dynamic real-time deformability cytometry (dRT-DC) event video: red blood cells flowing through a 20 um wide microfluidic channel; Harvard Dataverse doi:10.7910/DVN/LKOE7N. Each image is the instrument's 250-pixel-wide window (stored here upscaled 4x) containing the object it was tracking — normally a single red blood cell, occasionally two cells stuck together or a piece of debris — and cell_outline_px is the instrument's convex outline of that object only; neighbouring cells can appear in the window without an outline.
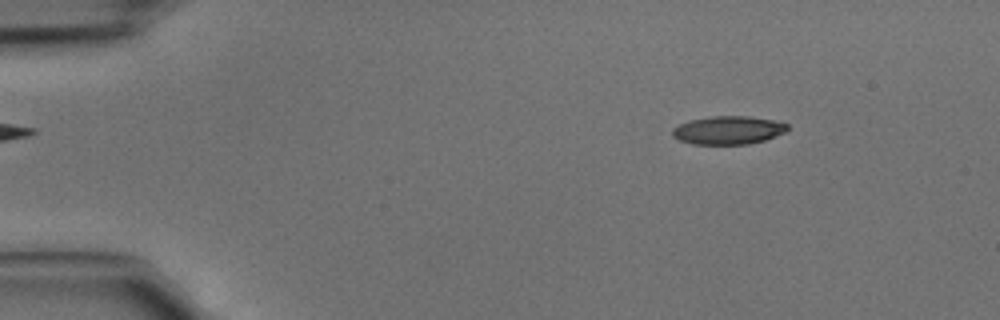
{"species": "common noctule bat (a hibernating species)", "species_latin": "Nyctalus noctula", "temperature_condition": "cold", "stored_images_in_passage": 33, "camera_frame_rate_fps": 3000, "um_per_image_px": 0.085, "animal": {"sex": "male", "body_mass_g": 15.6}, "frame": {"image": 1, "passage_image": 6, "time_ms": 1.667, "image_size_px": [1000, 320], "cell_outline_px": [[788, 128], [784, 132], [764, 140], [748, 144], [692, 144], [680, 140], [672, 136], [672, 128], [680, 124], [692, 120], [712, 116], [748, 116], [772, 120], [788, 124]], "centroid_in_image_um": [61.87, 11.07], "position_along_channel_um": 23.1, "area_um2": 18.73}}
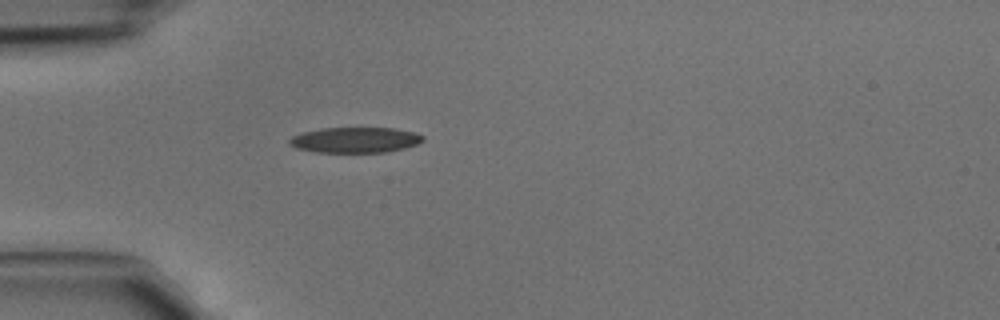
{"frame": {"image": 2, "passage_image": 13, "time_ms": 4.0, "image_size_px": [1000, 320], "cell_outline_px": [[424, 140], [416, 144], [404, 148], [388, 152], [316, 152], [296, 148], [288, 144], [288, 140], [292, 136], [300, 132], [320, 128], [396, 128], [412, 132], [424, 136]], "centroid_in_image_um": [30.14, 11.89], "position_along_channel_um": 54.9, "area_um2": 19.94}}
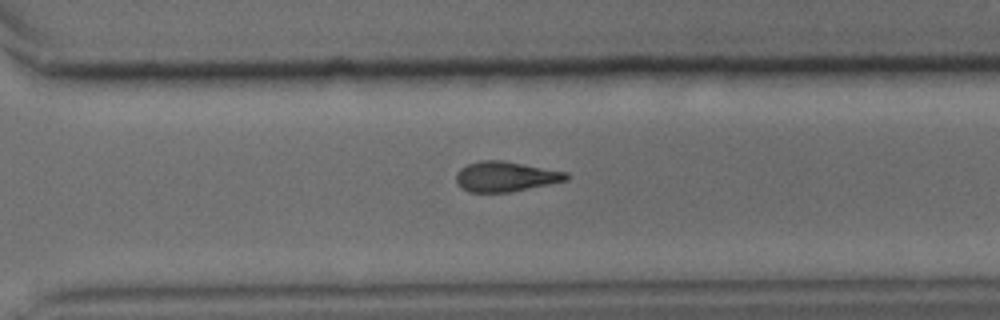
{"frame": {"image": 3, "passage_image": 32, "time_ms": 10.333, "image_size_px": [1000, 320], "cell_outline_px": [[568, 180], [508, 192], [468, 192], [460, 188], [456, 184], [456, 172], [460, 168], [468, 164], [480, 160], [500, 160], [524, 164], [568, 172]], "centroid_in_image_um": [42.92, 15.0], "position_along_channel_um": 327.7, "area_um2": 19.31}}